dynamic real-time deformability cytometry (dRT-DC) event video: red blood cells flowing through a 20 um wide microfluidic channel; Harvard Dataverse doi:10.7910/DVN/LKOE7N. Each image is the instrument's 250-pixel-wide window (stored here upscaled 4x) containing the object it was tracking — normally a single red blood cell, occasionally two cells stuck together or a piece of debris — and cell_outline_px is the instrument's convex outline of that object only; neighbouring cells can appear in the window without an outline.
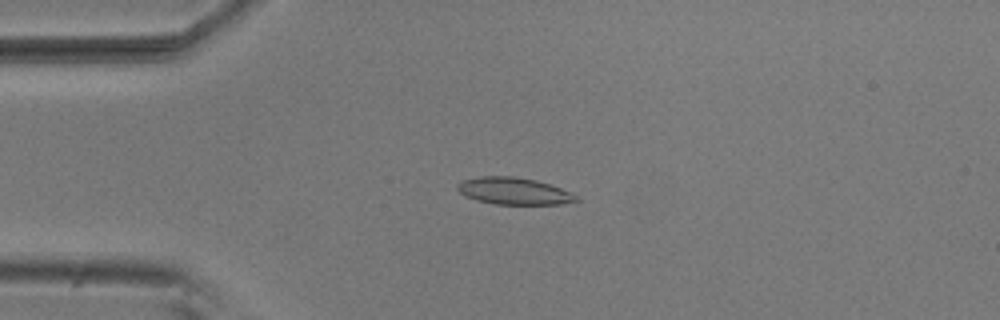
{"species": "common noctule bat (a hibernating species)", "species_latin": "Nyctalus noctula", "temperature_condition": "room temperature", "stored_images_in_passage": 2, "camera_frame_rate_fps": 3000, "um_per_image_px": 0.085, "animal": {"sex": "male", "body_mass_g": 20.5, "forearm_length_mm": 52.5}, "frame": {"image": 1, "passage_image": 1, "time_ms": 0.0, "image_size_px": [1000, 320], "cell_outline_px": [[580, 200], [560, 204], [496, 204], [476, 200], [464, 196], [456, 188], [456, 184], [464, 180], [480, 176], [512, 176], [536, 180], [572, 192]], "centroid_in_image_um": [43.65, 16.24], "position_along_channel_um": 41.3, "area_um2": 18.61}}